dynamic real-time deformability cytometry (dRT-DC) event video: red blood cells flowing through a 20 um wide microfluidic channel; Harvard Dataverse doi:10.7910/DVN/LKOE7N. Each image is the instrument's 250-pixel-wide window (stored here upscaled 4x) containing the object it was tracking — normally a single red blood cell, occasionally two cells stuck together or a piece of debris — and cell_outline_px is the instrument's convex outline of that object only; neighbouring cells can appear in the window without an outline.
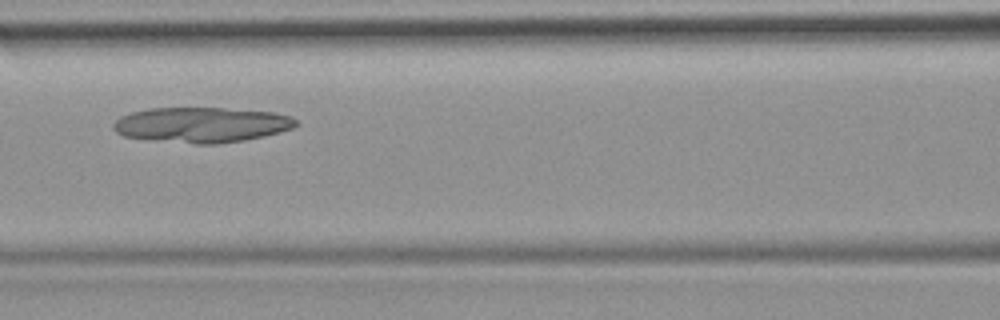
{"species": "common noctule bat (a hibernating species)", "species_latin": "Nyctalus noctula", "temperature_condition": "room temperature", "stored_images_in_passage": 41, "camera_frame_rate_fps": 3000, "um_per_image_px": 0.085, "animal": {"sex": "female", "body_mass_g": 19.9}, "frame": {"image": 1, "passage_image": 14, "time_ms": 4.333, "image_size_px": [1000, 320], "cell_outline_px": [[300, 124], [292, 128], [264, 136], [244, 140], [216, 144], [196, 144], [124, 136], [116, 132], [112, 128], [112, 124], [120, 116], [132, 112], [148, 108], [224, 108], [276, 112], [292, 116]], "centroid_in_image_um": [17.16, 10.6], "position_along_channel_um": 149.4, "area_um2": 37.51}}
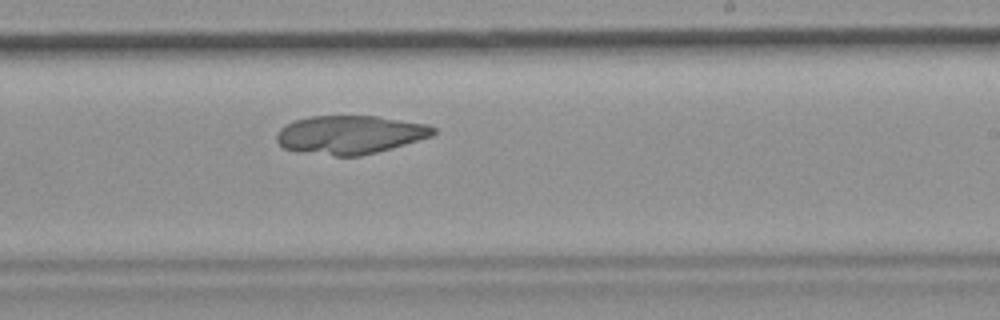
{"frame": {"image": 2, "passage_image": 22, "time_ms": 7.0, "image_size_px": [1000, 320], "cell_outline_px": [[436, 132], [432, 136], [392, 148], [360, 156], [336, 156], [296, 152], [284, 148], [276, 140], [276, 132], [280, 128], [296, 120], [308, 116], [376, 116], [428, 124], [436, 128]], "centroid_in_image_um": [29.74, 11.45], "position_along_channel_um": 259.3, "area_um2": 35.26}}
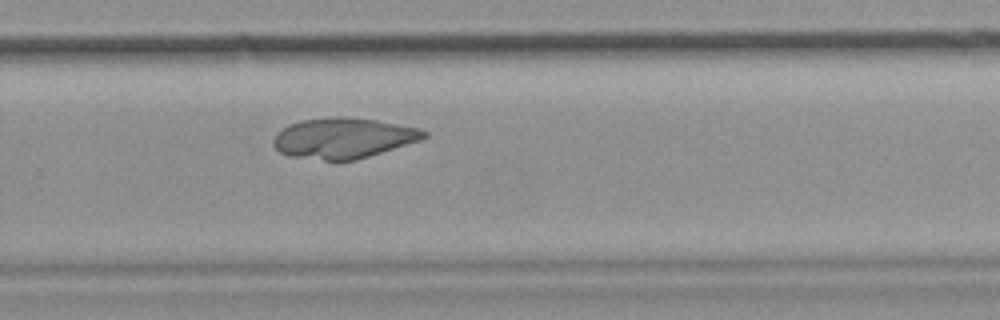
{"frame": {"image": 3, "passage_image": 25, "time_ms": 8.0, "image_size_px": [1000, 320], "cell_outline_px": [[428, 136], [420, 140], [356, 160], [336, 164], [288, 156], [280, 152], [272, 144], [272, 140], [276, 132], [288, 124], [300, 120], [332, 116], [340, 116], [376, 120], [420, 128], [428, 132]], "centroid_in_image_um": [29.12, 11.77], "position_along_channel_um": 300.7, "area_um2": 36.47}}